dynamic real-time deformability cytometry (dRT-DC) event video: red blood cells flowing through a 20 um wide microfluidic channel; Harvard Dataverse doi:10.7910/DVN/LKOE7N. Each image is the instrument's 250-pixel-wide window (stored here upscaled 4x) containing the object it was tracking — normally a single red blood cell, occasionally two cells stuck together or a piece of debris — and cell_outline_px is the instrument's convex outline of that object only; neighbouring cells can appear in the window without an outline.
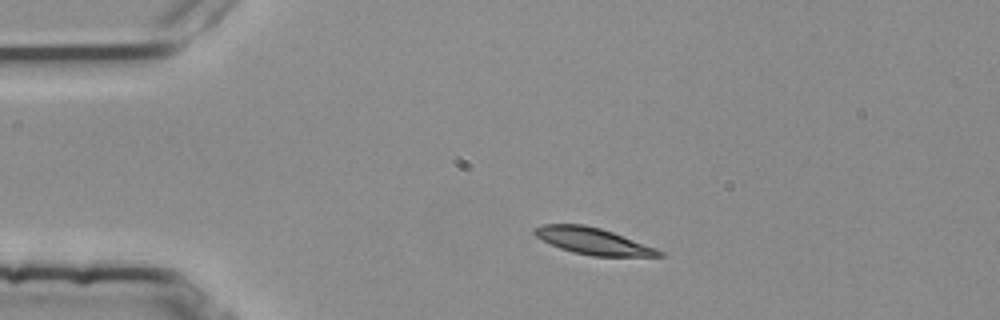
{"species": "common noctule bat (a hibernating species)", "species_latin": "Nyctalus noctula", "temperature_condition": "room temperature", "stored_images_in_passage": 2, "camera_frame_rate_fps": 3000, "um_per_image_px": 0.085, "animal": {"sex": "female", "body_mass_g": 25.1}, "frame": {"image": 1, "passage_image": 1, "time_ms": 0.0, "image_size_px": [1000, 320], "cell_outline_px": [[664, 256], [592, 256], [572, 252], [560, 248], [536, 236], [532, 232], [532, 228], [544, 224], [584, 224], [600, 228], [612, 232], [664, 252]], "centroid_in_image_um": [50.35, 20.48], "position_along_channel_um": 34.7, "area_um2": 18.96}}